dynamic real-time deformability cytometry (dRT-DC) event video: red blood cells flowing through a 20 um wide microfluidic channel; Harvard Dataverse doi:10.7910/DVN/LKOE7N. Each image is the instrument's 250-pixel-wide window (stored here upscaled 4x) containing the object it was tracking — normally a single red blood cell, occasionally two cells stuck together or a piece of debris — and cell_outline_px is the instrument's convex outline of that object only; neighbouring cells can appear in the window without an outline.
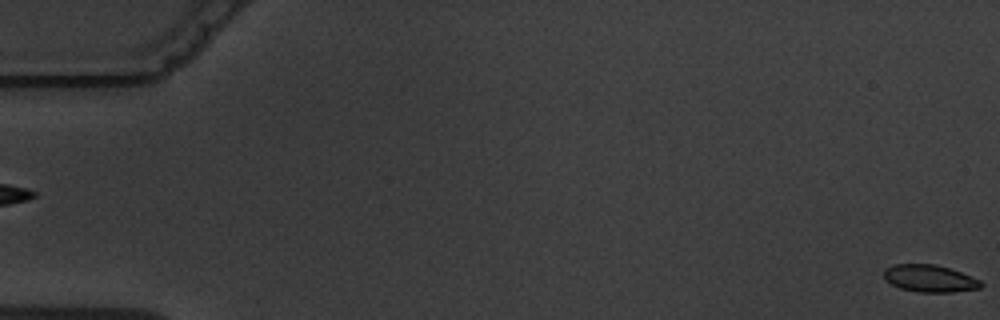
{"species": "common noctule bat (a hibernating species)", "species_latin": "Nyctalus noctula", "temperature_condition": "warm", "stored_images_in_passage": 6, "segment_of_instrument_passage": [2, 2], "camera_frame_rate_fps": 3000, "um_per_image_px": 0.085, "animal": {"sex": "male", "body_mass_g": 19.5, "forearm_length_mm": 54.6}, "frame": {"image": 1, "passage_image": 6, "time_ms": 7.333, "image_size_px": [1000, 320], "cell_outline_px": [[984, 284], [980, 288], [952, 292], [916, 292], [900, 288], [892, 284], [884, 276], [884, 268], [892, 264], [936, 264], [972, 276], [980, 280]], "centroid_in_image_um": [79.03, 23.66], "position_along_channel_um": 6.0, "area_um2": 15.37}}